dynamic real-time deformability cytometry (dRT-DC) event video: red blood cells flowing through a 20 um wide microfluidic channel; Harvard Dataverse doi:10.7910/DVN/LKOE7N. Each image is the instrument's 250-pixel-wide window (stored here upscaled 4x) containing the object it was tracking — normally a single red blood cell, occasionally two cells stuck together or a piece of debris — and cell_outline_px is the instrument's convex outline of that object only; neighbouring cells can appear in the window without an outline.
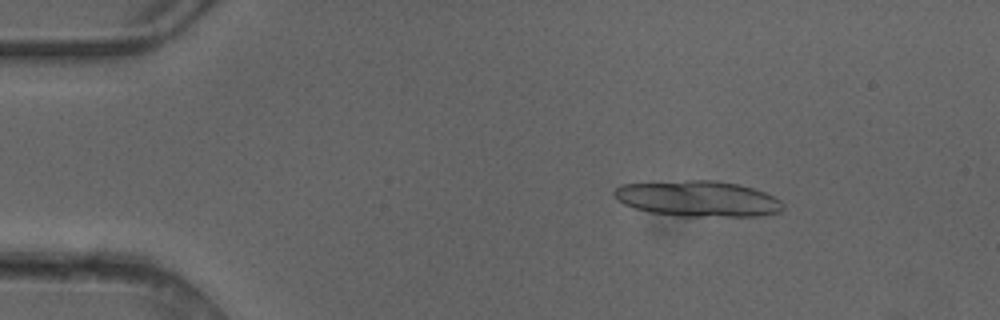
{"species": "common noctule bat (a hibernating species)", "species_latin": "Nyctalus noctula", "temperature_condition": "cold", "stored_images_in_passage": 3, "camera_frame_rate_fps": 3000, "um_per_image_px": 0.085, "animal": {"sex": "female"}, "frame": {"image": 1, "passage_image": 2, "time_ms": 0.333, "image_size_px": [1000, 320], "cell_outline_px": [[784, 208], [780, 212], [760, 216], [680, 216], [648, 212], [624, 204], [612, 192], [620, 184], [688, 180], [716, 180], [736, 184], [752, 188], [764, 192], [780, 200], [784, 204]], "centroid_in_image_um": [59.34, 16.89], "position_along_channel_um": 25.7, "area_um2": 35.08}}